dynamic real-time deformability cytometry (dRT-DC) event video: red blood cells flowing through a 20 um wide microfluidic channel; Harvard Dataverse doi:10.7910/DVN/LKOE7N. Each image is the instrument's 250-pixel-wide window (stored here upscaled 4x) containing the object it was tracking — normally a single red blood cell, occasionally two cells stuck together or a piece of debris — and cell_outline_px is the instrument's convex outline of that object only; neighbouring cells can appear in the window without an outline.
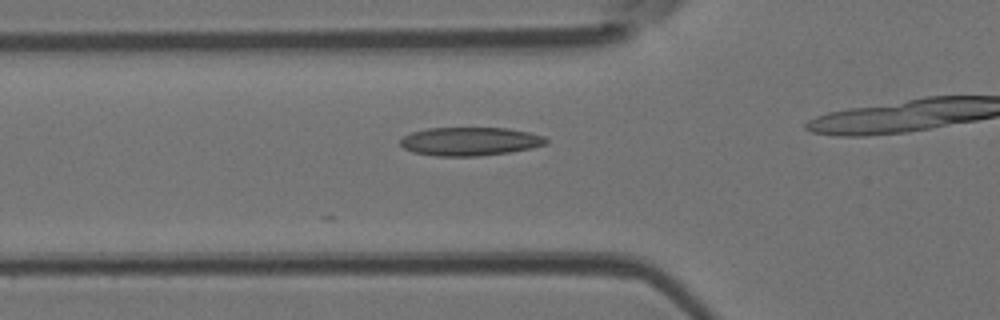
{"species": "Egyptian fruit bat (a non-hibernating species)", "species_latin": "Rousettus aegyptiacus", "temperature_condition": "room temperature", "stored_images_in_passage": 9, "camera_frame_rate_fps": 3000, "um_per_image_px": 0.085, "animal": {"sex": "female"}, "frame": {"image": 1, "passage_image": 2, "time_ms": 0.333, "image_size_px": [1000, 320], "cell_outline_px": [[548, 140], [544, 144], [532, 148], [508, 152], [480, 156], [436, 156], [412, 152], [404, 148], [400, 144], [400, 140], [404, 136], [412, 132], [428, 128], [508, 128], [528, 132], [544, 136]], "centroid_in_image_um": [39.93, 12.02], "position_along_channel_um": 85.9, "area_um2": 24.1}}
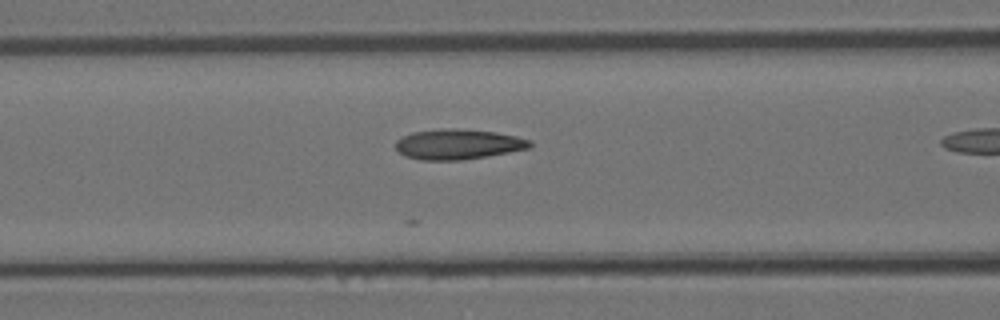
{"frame": {"image": 2, "passage_image": 5, "time_ms": 1.333, "image_size_px": [1000, 320], "cell_outline_px": [[532, 148], [464, 160], [420, 160], [404, 156], [396, 148], [396, 140], [412, 132], [444, 128], [456, 128], [496, 132], [516, 136], [532, 140]], "centroid_in_image_um": [38.96, 12.26], "position_along_channel_um": 127.6, "area_um2": 23.81}}